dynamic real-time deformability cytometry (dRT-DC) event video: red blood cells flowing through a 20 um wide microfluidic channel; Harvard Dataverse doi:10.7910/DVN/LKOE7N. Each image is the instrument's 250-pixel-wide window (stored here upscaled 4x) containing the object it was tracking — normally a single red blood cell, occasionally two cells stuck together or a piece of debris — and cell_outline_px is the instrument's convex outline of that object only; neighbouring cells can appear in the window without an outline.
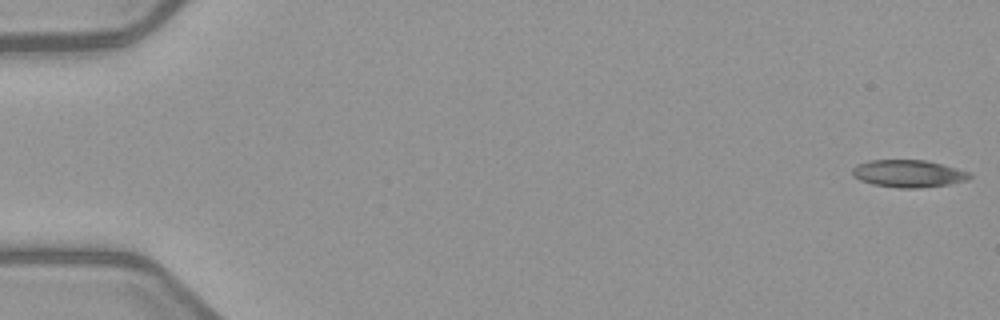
{"species": "common noctule bat (a hibernating species)", "species_latin": "Nyctalus noctula", "temperature_condition": "warm", "stored_images_in_passage": 5, "camera_frame_rate_fps": 3000, "um_per_image_px": 0.085, "animal": {"sex": "female", "body_mass_g": 21.9}, "frame": {"image": 1, "passage_image": 1, "time_ms": 0.0, "image_size_px": [1000, 320], "cell_outline_px": [[972, 176], [968, 180], [948, 184], [916, 188], [900, 188], [872, 184], [860, 180], [852, 176], [852, 168], [856, 164], [868, 160], [928, 160], [972, 172]], "centroid_in_image_um": [77.22, 14.74], "position_along_channel_um": 7.8, "area_um2": 18.9}}